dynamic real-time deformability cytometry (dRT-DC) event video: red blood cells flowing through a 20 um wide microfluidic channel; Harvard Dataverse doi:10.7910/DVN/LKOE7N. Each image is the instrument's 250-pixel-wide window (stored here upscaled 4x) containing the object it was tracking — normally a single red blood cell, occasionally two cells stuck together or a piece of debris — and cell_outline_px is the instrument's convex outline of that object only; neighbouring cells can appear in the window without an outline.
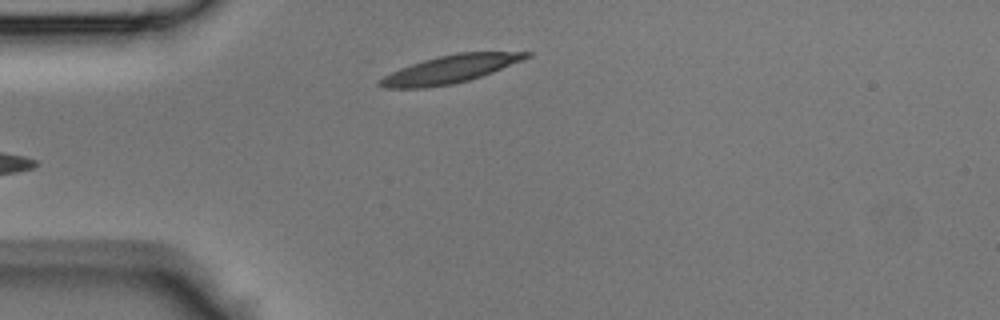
{"species": "Egyptian fruit bat (a non-hibernating species)", "species_latin": "Rousettus aegyptiacus", "temperature_condition": "room temperature", "stored_images_in_passage": 31, "camera_frame_rate_fps": 3000, "um_per_image_px": 0.085, "animal": {"sex": "male"}, "frame": {"image": 1, "passage_image": 1, "time_ms": 0.0, "image_size_px": [1000, 320], "cell_outline_px": [[532, 56], [492, 72], [468, 80], [452, 84], [424, 88], [384, 88], [376, 84], [376, 80], [400, 68], [436, 56], [456, 52], [532, 52]], "centroid_in_image_um": [38.22, 5.88], "position_along_channel_um": 46.8, "area_um2": 23.64}}
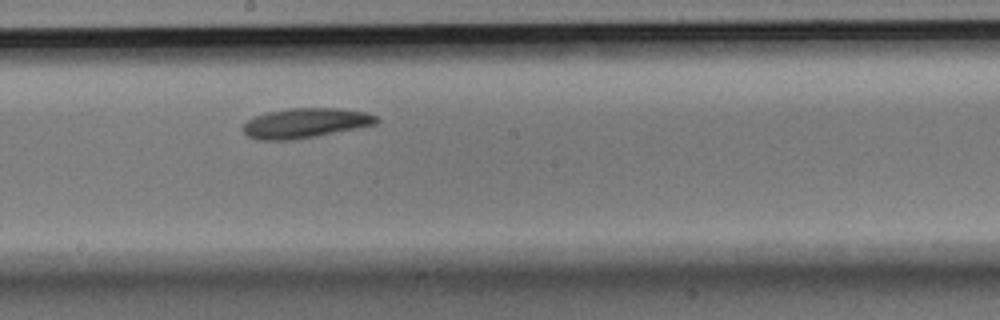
{"frame": {"image": 2, "passage_image": 14, "time_ms": 4.333, "image_size_px": [1000, 320], "cell_outline_px": [[380, 120], [376, 124], [316, 136], [292, 140], [260, 140], [248, 136], [244, 132], [244, 120], [264, 112], [288, 108], [340, 108], [368, 112], [376, 116]], "centroid_in_image_um": [25.94, 10.44], "position_along_channel_um": 222.3, "area_um2": 23.35}}
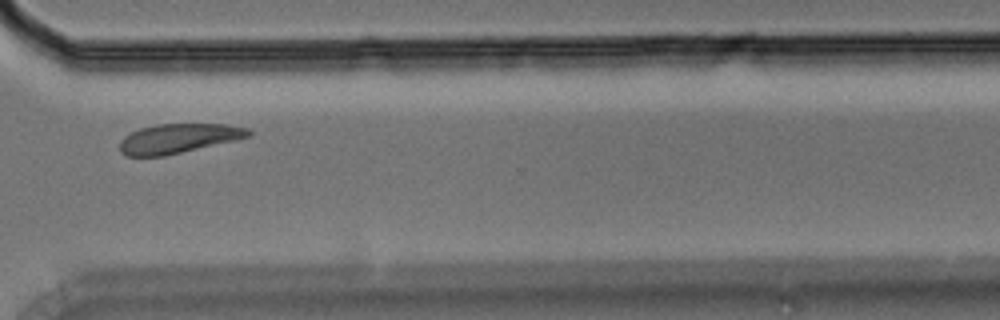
{"frame": {"image": 3, "passage_image": 23, "time_ms": 7.333, "image_size_px": [1000, 320], "cell_outline_px": [[252, 136], [236, 140], [164, 156], [124, 156], [120, 152], [120, 140], [124, 136], [140, 128], [156, 124], [224, 124], [248, 128], [252, 132]], "centroid_in_image_um": [15.16, 11.77], "position_along_channel_um": 355.4, "area_um2": 22.14}}